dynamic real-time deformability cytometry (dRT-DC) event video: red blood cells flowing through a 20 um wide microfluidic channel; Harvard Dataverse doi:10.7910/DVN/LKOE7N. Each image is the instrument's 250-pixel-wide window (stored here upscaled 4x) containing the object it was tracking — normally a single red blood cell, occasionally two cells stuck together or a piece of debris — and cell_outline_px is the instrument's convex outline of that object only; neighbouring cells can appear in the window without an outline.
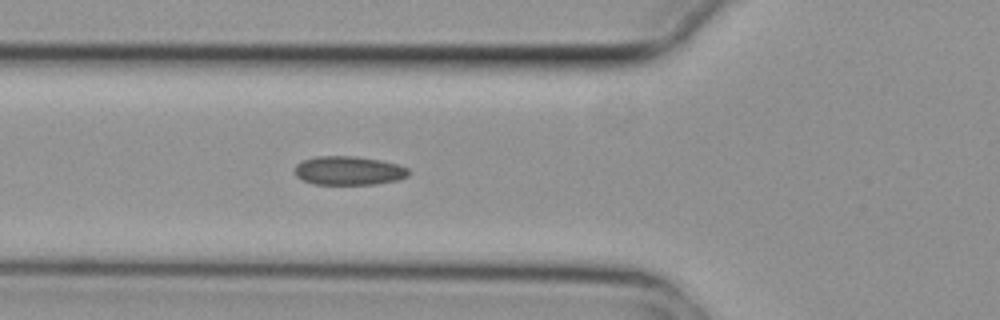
{"species": "common noctule bat (a hibernating species)", "species_latin": "Nyctalus noctula", "temperature_condition": "cold", "stored_images_in_passage": 3, "camera_frame_rate_fps": 3000, "um_per_image_px": 0.085, "animal": {"sex": "female", "body_mass_g": 29.2, "forearm_length_mm": 56.3}, "frame": {"image": 1, "passage_image": 3, "time_ms": 0.667, "image_size_px": [1000, 320], "cell_outline_px": [[412, 172], [408, 176], [396, 180], [376, 184], [312, 184], [296, 176], [296, 164], [304, 160], [316, 156], [356, 156], [380, 160], [396, 164], [408, 168]], "centroid_in_image_um": [29.66, 14.5], "position_along_channel_um": 96.1, "area_um2": 19.07}}